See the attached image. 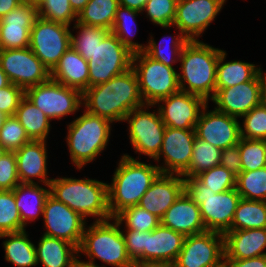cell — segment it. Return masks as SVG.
<instances>
[{"label": "cell", "instance_id": "28", "mask_svg": "<svg viewBox=\"0 0 266 267\" xmlns=\"http://www.w3.org/2000/svg\"><path fill=\"white\" fill-rule=\"evenodd\" d=\"M35 250L37 264L43 267H72L79 260L77 247L55 237L43 235Z\"/></svg>", "mask_w": 266, "mask_h": 267}, {"label": "cell", "instance_id": "52", "mask_svg": "<svg viewBox=\"0 0 266 267\" xmlns=\"http://www.w3.org/2000/svg\"><path fill=\"white\" fill-rule=\"evenodd\" d=\"M226 267H266V255L248 259H224Z\"/></svg>", "mask_w": 266, "mask_h": 267}, {"label": "cell", "instance_id": "54", "mask_svg": "<svg viewBox=\"0 0 266 267\" xmlns=\"http://www.w3.org/2000/svg\"><path fill=\"white\" fill-rule=\"evenodd\" d=\"M119 5L143 12L147 0H118Z\"/></svg>", "mask_w": 266, "mask_h": 267}, {"label": "cell", "instance_id": "34", "mask_svg": "<svg viewBox=\"0 0 266 267\" xmlns=\"http://www.w3.org/2000/svg\"><path fill=\"white\" fill-rule=\"evenodd\" d=\"M118 6V0H89L78 14L77 22L111 31Z\"/></svg>", "mask_w": 266, "mask_h": 267}, {"label": "cell", "instance_id": "60", "mask_svg": "<svg viewBox=\"0 0 266 267\" xmlns=\"http://www.w3.org/2000/svg\"><path fill=\"white\" fill-rule=\"evenodd\" d=\"M8 150L0 143V158H2Z\"/></svg>", "mask_w": 266, "mask_h": 267}, {"label": "cell", "instance_id": "29", "mask_svg": "<svg viewBox=\"0 0 266 267\" xmlns=\"http://www.w3.org/2000/svg\"><path fill=\"white\" fill-rule=\"evenodd\" d=\"M13 192L22 224L26 227L28 221H33L39 217V214H43L50 187L46 189L39 186L38 183H19Z\"/></svg>", "mask_w": 266, "mask_h": 267}, {"label": "cell", "instance_id": "5", "mask_svg": "<svg viewBox=\"0 0 266 267\" xmlns=\"http://www.w3.org/2000/svg\"><path fill=\"white\" fill-rule=\"evenodd\" d=\"M114 221L113 224L109 220L94 221L88 229L85 227L78 253L87 255L89 261L81 262L101 267L94 262L98 258L115 267H136L127 254L123 232L119 228L121 224Z\"/></svg>", "mask_w": 266, "mask_h": 267}, {"label": "cell", "instance_id": "16", "mask_svg": "<svg viewBox=\"0 0 266 267\" xmlns=\"http://www.w3.org/2000/svg\"><path fill=\"white\" fill-rule=\"evenodd\" d=\"M266 72L260 70L250 81L223 89H216L211 99L217 105L216 110L229 116L241 118L260 105L261 90Z\"/></svg>", "mask_w": 266, "mask_h": 267}, {"label": "cell", "instance_id": "43", "mask_svg": "<svg viewBox=\"0 0 266 267\" xmlns=\"http://www.w3.org/2000/svg\"><path fill=\"white\" fill-rule=\"evenodd\" d=\"M38 17L70 26L77 21V14L73 11L70 0H44L37 8ZM75 19V20H74Z\"/></svg>", "mask_w": 266, "mask_h": 267}, {"label": "cell", "instance_id": "20", "mask_svg": "<svg viewBox=\"0 0 266 267\" xmlns=\"http://www.w3.org/2000/svg\"><path fill=\"white\" fill-rule=\"evenodd\" d=\"M195 138V130L166 126L159 157L155 159L159 162L164 156L165 165H157L161 173L182 175L189 168Z\"/></svg>", "mask_w": 266, "mask_h": 267}, {"label": "cell", "instance_id": "9", "mask_svg": "<svg viewBox=\"0 0 266 267\" xmlns=\"http://www.w3.org/2000/svg\"><path fill=\"white\" fill-rule=\"evenodd\" d=\"M132 58L133 52L110 32L87 60L89 87L106 83L132 68Z\"/></svg>", "mask_w": 266, "mask_h": 267}, {"label": "cell", "instance_id": "24", "mask_svg": "<svg viewBox=\"0 0 266 267\" xmlns=\"http://www.w3.org/2000/svg\"><path fill=\"white\" fill-rule=\"evenodd\" d=\"M161 224L186 236L206 232L199 205L184 191L167 209Z\"/></svg>", "mask_w": 266, "mask_h": 267}, {"label": "cell", "instance_id": "42", "mask_svg": "<svg viewBox=\"0 0 266 267\" xmlns=\"http://www.w3.org/2000/svg\"><path fill=\"white\" fill-rule=\"evenodd\" d=\"M242 171L266 167V140L241 138L239 141Z\"/></svg>", "mask_w": 266, "mask_h": 267}, {"label": "cell", "instance_id": "14", "mask_svg": "<svg viewBox=\"0 0 266 267\" xmlns=\"http://www.w3.org/2000/svg\"><path fill=\"white\" fill-rule=\"evenodd\" d=\"M224 260V236L215 231L186 236L171 267H215Z\"/></svg>", "mask_w": 266, "mask_h": 267}, {"label": "cell", "instance_id": "51", "mask_svg": "<svg viewBox=\"0 0 266 267\" xmlns=\"http://www.w3.org/2000/svg\"><path fill=\"white\" fill-rule=\"evenodd\" d=\"M220 165L236 177L242 172L239 143L221 151Z\"/></svg>", "mask_w": 266, "mask_h": 267}, {"label": "cell", "instance_id": "27", "mask_svg": "<svg viewBox=\"0 0 266 267\" xmlns=\"http://www.w3.org/2000/svg\"><path fill=\"white\" fill-rule=\"evenodd\" d=\"M50 79L83 93L89 88L87 60L70 46L50 72Z\"/></svg>", "mask_w": 266, "mask_h": 267}, {"label": "cell", "instance_id": "4", "mask_svg": "<svg viewBox=\"0 0 266 267\" xmlns=\"http://www.w3.org/2000/svg\"><path fill=\"white\" fill-rule=\"evenodd\" d=\"M50 194L84 219L96 222L112 220L108 208V184L93 179L56 178L50 182Z\"/></svg>", "mask_w": 266, "mask_h": 267}, {"label": "cell", "instance_id": "49", "mask_svg": "<svg viewBox=\"0 0 266 267\" xmlns=\"http://www.w3.org/2000/svg\"><path fill=\"white\" fill-rule=\"evenodd\" d=\"M125 231L122 230L127 254L136 267H142V253L144 252L145 232L134 229H127Z\"/></svg>", "mask_w": 266, "mask_h": 267}, {"label": "cell", "instance_id": "18", "mask_svg": "<svg viewBox=\"0 0 266 267\" xmlns=\"http://www.w3.org/2000/svg\"><path fill=\"white\" fill-rule=\"evenodd\" d=\"M208 104L203 108L195 126L196 137L223 150L241 139V124L238 118L229 116L214 108L208 111Z\"/></svg>", "mask_w": 266, "mask_h": 267}, {"label": "cell", "instance_id": "61", "mask_svg": "<svg viewBox=\"0 0 266 267\" xmlns=\"http://www.w3.org/2000/svg\"><path fill=\"white\" fill-rule=\"evenodd\" d=\"M7 115L0 111V129L2 127L3 122L5 121Z\"/></svg>", "mask_w": 266, "mask_h": 267}, {"label": "cell", "instance_id": "25", "mask_svg": "<svg viewBox=\"0 0 266 267\" xmlns=\"http://www.w3.org/2000/svg\"><path fill=\"white\" fill-rule=\"evenodd\" d=\"M17 160V173L20 183H37L32 178H39L45 186L50 187L47 176L46 141H34L23 145L14 151Z\"/></svg>", "mask_w": 266, "mask_h": 267}, {"label": "cell", "instance_id": "53", "mask_svg": "<svg viewBox=\"0 0 266 267\" xmlns=\"http://www.w3.org/2000/svg\"><path fill=\"white\" fill-rule=\"evenodd\" d=\"M21 3V0H0V18L14 10Z\"/></svg>", "mask_w": 266, "mask_h": 267}, {"label": "cell", "instance_id": "55", "mask_svg": "<svg viewBox=\"0 0 266 267\" xmlns=\"http://www.w3.org/2000/svg\"><path fill=\"white\" fill-rule=\"evenodd\" d=\"M89 0H70L73 11L78 15L86 6Z\"/></svg>", "mask_w": 266, "mask_h": 267}, {"label": "cell", "instance_id": "15", "mask_svg": "<svg viewBox=\"0 0 266 267\" xmlns=\"http://www.w3.org/2000/svg\"><path fill=\"white\" fill-rule=\"evenodd\" d=\"M42 215L47 230L44 235L65 240L79 248L86 226L79 213L49 194Z\"/></svg>", "mask_w": 266, "mask_h": 267}, {"label": "cell", "instance_id": "47", "mask_svg": "<svg viewBox=\"0 0 266 267\" xmlns=\"http://www.w3.org/2000/svg\"><path fill=\"white\" fill-rule=\"evenodd\" d=\"M241 138L266 140V109L260 104L244 115Z\"/></svg>", "mask_w": 266, "mask_h": 267}, {"label": "cell", "instance_id": "38", "mask_svg": "<svg viewBox=\"0 0 266 267\" xmlns=\"http://www.w3.org/2000/svg\"><path fill=\"white\" fill-rule=\"evenodd\" d=\"M139 13L141 12L119 5L111 28V32L133 53L146 50L145 45L138 44V42L135 43L131 40L133 27L129 24L136 22L135 18Z\"/></svg>", "mask_w": 266, "mask_h": 267}, {"label": "cell", "instance_id": "46", "mask_svg": "<svg viewBox=\"0 0 266 267\" xmlns=\"http://www.w3.org/2000/svg\"><path fill=\"white\" fill-rule=\"evenodd\" d=\"M178 0H147L143 11L156 25L170 28L176 15V4Z\"/></svg>", "mask_w": 266, "mask_h": 267}, {"label": "cell", "instance_id": "58", "mask_svg": "<svg viewBox=\"0 0 266 267\" xmlns=\"http://www.w3.org/2000/svg\"><path fill=\"white\" fill-rule=\"evenodd\" d=\"M21 1L22 3H26L33 7L38 8L44 0H21Z\"/></svg>", "mask_w": 266, "mask_h": 267}, {"label": "cell", "instance_id": "57", "mask_svg": "<svg viewBox=\"0 0 266 267\" xmlns=\"http://www.w3.org/2000/svg\"><path fill=\"white\" fill-rule=\"evenodd\" d=\"M260 104L266 109V79L261 90Z\"/></svg>", "mask_w": 266, "mask_h": 267}, {"label": "cell", "instance_id": "3", "mask_svg": "<svg viewBox=\"0 0 266 267\" xmlns=\"http://www.w3.org/2000/svg\"><path fill=\"white\" fill-rule=\"evenodd\" d=\"M221 51L199 40L189 41L179 60L182 72L178 73L180 91L200 96L207 102L211 100L216 92V68Z\"/></svg>", "mask_w": 266, "mask_h": 267}, {"label": "cell", "instance_id": "59", "mask_svg": "<svg viewBox=\"0 0 266 267\" xmlns=\"http://www.w3.org/2000/svg\"><path fill=\"white\" fill-rule=\"evenodd\" d=\"M72 267H94V266L87 265L81 262L80 260H78Z\"/></svg>", "mask_w": 266, "mask_h": 267}, {"label": "cell", "instance_id": "26", "mask_svg": "<svg viewBox=\"0 0 266 267\" xmlns=\"http://www.w3.org/2000/svg\"><path fill=\"white\" fill-rule=\"evenodd\" d=\"M224 236V259H248L266 255V228L227 231ZM263 251V252H262Z\"/></svg>", "mask_w": 266, "mask_h": 267}, {"label": "cell", "instance_id": "23", "mask_svg": "<svg viewBox=\"0 0 266 267\" xmlns=\"http://www.w3.org/2000/svg\"><path fill=\"white\" fill-rule=\"evenodd\" d=\"M181 176L161 173L141 197L138 205L161 220L167 209L184 192V177Z\"/></svg>", "mask_w": 266, "mask_h": 267}, {"label": "cell", "instance_id": "8", "mask_svg": "<svg viewBox=\"0 0 266 267\" xmlns=\"http://www.w3.org/2000/svg\"><path fill=\"white\" fill-rule=\"evenodd\" d=\"M132 68L145 105H156L159 100L180 91L178 73L174 67L152 59L144 51L133 53Z\"/></svg>", "mask_w": 266, "mask_h": 267}, {"label": "cell", "instance_id": "50", "mask_svg": "<svg viewBox=\"0 0 266 267\" xmlns=\"http://www.w3.org/2000/svg\"><path fill=\"white\" fill-rule=\"evenodd\" d=\"M25 91L13 83L0 89V111L7 116L15 115Z\"/></svg>", "mask_w": 266, "mask_h": 267}, {"label": "cell", "instance_id": "19", "mask_svg": "<svg viewBox=\"0 0 266 267\" xmlns=\"http://www.w3.org/2000/svg\"><path fill=\"white\" fill-rule=\"evenodd\" d=\"M185 236L163 226L145 232L142 267H171L179 255Z\"/></svg>", "mask_w": 266, "mask_h": 267}, {"label": "cell", "instance_id": "36", "mask_svg": "<svg viewBox=\"0 0 266 267\" xmlns=\"http://www.w3.org/2000/svg\"><path fill=\"white\" fill-rule=\"evenodd\" d=\"M73 28L80 30L77 32L78 36L71 33V47L86 60L90 59V55L93 54L98 44L111 32L98 26L86 25L77 21Z\"/></svg>", "mask_w": 266, "mask_h": 267}, {"label": "cell", "instance_id": "33", "mask_svg": "<svg viewBox=\"0 0 266 267\" xmlns=\"http://www.w3.org/2000/svg\"><path fill=\"white\" fill-rule=\"evenodd\" d=\"M266 228V201L241 198L228 231Z\"/></svg>", "mask_w": 266, "mask_h": 267}, {"label": "cell", "instance_id": "39", "mask_svg": "<svg viewBox=\"0 0 266 267\" xmlns=\"http://www.w3.org/2000/svg\"><path fill=\"white\" fill-rule=\"evenodd\" d=\"M171 39H172L171 40L172 46L170 45V43H168L169 45L165 48V46L162 44L163 42L162 40L158 44L154 41V39L151 36L148 42V45H146V50L144 52L152 59L158 62H161L165 64L166 66L173 67L172 63H176L177 61L180 60L182 49L190 40H188V38L184 36L181 32L178 34V36L171 37ZM168 47H171V48H168Z\"/></svg>", "mask_w": 266, "mask_h": 267}, {"label": "cell", "instance_id": "31", "mask_svg": "<svg viewBox=\"0 0 266 267\" xmlns=\"http://www.w3.org/2000/svg\"><path fill=\"white\" fill-rule=\"evenodd\" d=\"M5 237L9 238L3 242L6 261L11 262L17 267H32L38 265L35 245L28 239L25 230L0 234V238Z\"/></svg>", "mask_w": 266, "mask_h": 267}, {"label": "cell", "instance_id": "32", "mask_svg": "<svg viewBox=\"0 0 266 267\" xmlns=\"http://www.w3.org/2000/svg\"><path fill=\"white\" fill-rule=\"evenodd\" d=\"M14 116L25 128L30 140L46 141L51 120L25 96L20 100Z\"/></svg>", "mask_w": 266, "mask_h": 267}, {"label": "cell", "instance_id": "12", "mask_svg": "<svg viewBox=\"0 0 266 267\" xmlns=\"http://www.w3.org/2000/svg\"><path fill=\"white\" fill-rule=\"evenodd\" d=\"M143 105L129 112L123 121L129 122V138L135 152L145 154L154 160L159 157L166 125L159 112H150ZM144 109V110H143ZM146 110V111H145Z\"/></svg>", "mask_w": 266, "mask_h": 267}, {"label": "cell", "instance_id": "44", "mask_svg": "<svg viewBox=\"0 0 266 267\" xmlns=\"http://www.w3.org/2000/svg\"><path fill=\"white\" fill-rule=\"evenodd\" d=\"M195 177L215 193H222L236 188L237 177L221 165L203 171Z\"/></svg>", "mask_w": 266, "mask_h": 267}, {"label": "cell", "instance_id": "1", "mask_svg": "<svg viewBox=\"0 0 266 267\" xmlns=\"http://www.w3.org/2000/svg\"><path fill=\"white\" fill-rule=\"evenodd\" d=\"M82 101L87 112L106 118L112 123L123 121L129 112L145 105L133 68L106 83L89 87L82 93Z\"/></svg>", "mask_w": 266, "mask_h": 267}, {"label": "cell", "instance_id": "35", "mask_svg": "<svg viewBox=\"0 0 266 267\" xmlns=\"http://www.w3.org/2000/svg\"><path fill=\"white\" fill-rule=\"evenodd\" d=\"M221 151L207 141L196 137L189 168L182 176L185 178L195 177L203 171L220 165Z\"/></svg>", "mask_w": 266, "mask_h": 267}, {"label": "cell", "instance_id": "10", "mask_svg": "<svg viewBox=\"0 0 266 267\" xmlns=\"http://www.w3.org/2000/svg\"><path fill=\"white\" fill-rule=\"evenodd\" d=\"M25 97L50 120L73 114L83 104L81 91L52 79L26 89Z\"/></svg>", "mask_w": 266, "mask_h": 267}, {"label": "cell", "instance_id": "45", "mask_svg": "<svg viewBox=\"0 0 266 267\" xmlns=\"http://www.w3.org/2000/svg\"><path fill=\"white\" fill-rule=\"evenodd\" d=\"M30 141L18 119L14 115L7 116L0 129V143L8 151H16Z\"/></svg>", "mask_w": 266, "mask_h": 267}, {"label": "cell", "instance_id": "2", "mask_svg": "<svg viewBox=\"0 0 266 267\" xmlns=\"http://www.w3.org/2000/svg\"><path fill=\"white\" fill-rule=\"evenodd\" d=\"M161 174L158 166L142 163L124 154L108 184V208L114 218L123 209L139 204L155 179Z\"/></svg>", "mask_w": 266, "mask_h": 267}, {"label": "cell", "instance_id": "22", "mask_svg": "<svg viewBox=\"0 0 266 267\" xmlns=\"http://www.w3.org/2000/svg\"><path fill=\"white\" fill-rule=\"evenodd\" d=\"M37 18V8L26 3L0 18V50L28 48L31 28Z\"/></svg>", "mask_w": 266, "mask_h": 267}, {"label": "cell", "instance_id": "7", "mask_svg": "<svg viewBox=\"0 0 266 267\" xmlns=\"http://www.w3.org/2000/svg\"><path fill=\"white\" fill-rule=\"evenodd\" d=\"M184 191L199 205L207 231L224 234L232 224L235 210L241 199L237 189L215 193L196 177L184 178Z\"/></svg>", "mask_w": 266, "mask_h": 267}, {"label": "cell", "instance_id": "11", "mask_svg": "<svg viewBox=\"0 0 266 267\" xmlns=\"http://www.w3.org/2000/svg\"><path fill=\"white\" fill-rule=\"evenodd\" d=\"M69 26L38 17L30 33L29 48L51 72L71 46Z\"/></svg>", "mask_w": 266, "mask_h": 267}, {"label": "cell", "instance_id": "40", "mask_svg": "<svg viewBox=\"0 0 266 267\" xmlns=\"http://www.w3.org/2000/svg\"><path fill=\"white\" fill-rule=\"evenodd\" d=\"M23 230L13 190H0V234Z\"/></svg>", "mask_w": 266, "mask_h": 267}, {"label": "cell", "instance_id": "21", "mask_svg": "<svg viewBox=\"0 0 266 267\" xmlns=\"http://www.w3.org/2000/svg\"><path fill=\"white\" fill-rule=\"evenodd\" d=\"M160 102H163V105H159ZM157 103L158 112L167 127L188 130H195L199 116L208 104L204 98L183 91L163 98Z\"/></svg>", "mask_w": 266, "mask_h": 267}, {"label": "cell", "instance_id": "17", "mask_svg": "<svg viewBox=\"0 0 266 267\" xmlns=\"http://www.w3.org/2000/svg\"><path fill=\"white\" fill-rule=\"evenodd\" d=\"M223 5L220 0H178L172 27L176 26L188 40H198Z\"/></svg>", "mask_w": 266, "mask_h": 267}, {"label": "cell", "instance_id": "30", "mask_svg": "<svg viewBox=\"0 0 266 267\" xmlns=\"http://www.w3.org/2000/svg\"><path fill=\"white\" fill-rule=\"evenodd\" d=\"M227 56L222 50L216 68V89L229 88L250 81L261 68L255 64L242 61L224 62Z\"/></svg>", "mask_w": 266, "mask_h": 267}, {"label": "cell", "instance_id": "48", "mask_svg": "<svg viewBox=\"0 0 266 267\" xmlns=\"http://www.w3.org/2000/svg\"><path fill=\"white\" fill-rule=\"evenodd\" d=\"M20 183L14 151L0 158V190H13Z\"/></svg>", "mask_w": 266, "mask_h": 267}, {"label": "cell", "instance_id": "41", "mask_svg": "<svg viewBox=\"0 0 266 267\" xmlns=\"http://www.w3.org/2000/svg\"><path fill=\"white\" fill-rule=\"evenodd\" d=\"M113 220L118 221L120 224L125 221L127 229H134L141 232L152 231L161 223L157 216L139 205L123 209Z\"/></svg>", "mask_w": 266, "mask_h": 267}, {"label": "cell", "instance_id": "37", "mask_svg": "<svg viewBox=\"0 0 266 267\" xmlns=\"http://www.w3.org/2000/svg\"><path fill=\"white\" fill-rule=\"evenodd\" d=\"M236 189L243 199L266 201V167L242 171L236 178Z\"/></svg>", "mask_w": 266, "mask_h": 267}, {"label": "cell", "instance_id": "6", "mask_svg": "<svg viewBox=\"0 0 266 267\" xmlns=\"http://www.w3.org/2000/svg\"><path fill=\"white\" fill-rule=\"evenodd\" d=\"M68 126L66 142L72 162L82 169L106 148L112 123L110 120L87 111Z\"/></svg>", "mask_w": 266, "mask_h": 267}, {"label": "cell", "instance_id": "56", "mask_svg": "<svg viewBox=\"0 0 266 267\" xmlns=\"http://www.w3.org/2000/svg\"><path fill=\"white\" fill-rule=\"evenodd\" d=\"M10 83L11 82L9 81L8 76L0 67V89L5 86H8Z\"/></svg>", "mask_w": 266, "mask_h": 267}, {"label": "cell", "instance_id": "62", "mask_svg": "<svg viewBox=\"0 0 266 267\" xmlns=\"http://www.w3.org/2000/svg\"><path fill=\"white\" fill-rule=\"evenodd\" d=\"M215 267H226V265H225V262L223 261L222 263H220L219 265H217Z\"/></svg>", "mask_w": 266, "mask_h": 267}, {"label": "cell", "instance_id": "13", "mask_svg": "<svg viewBox=\"0 0 266 267\" xmlns=\"http://www.w3.org/2000/svg\"><path fill=\"white\" fill-rule=\"evenodd\" d=\"M0 67L24 91L50 79V71L29 47L0 50Z\"/></svg>", "mask_w": 266, "mask_h": 267}]
</instances>
